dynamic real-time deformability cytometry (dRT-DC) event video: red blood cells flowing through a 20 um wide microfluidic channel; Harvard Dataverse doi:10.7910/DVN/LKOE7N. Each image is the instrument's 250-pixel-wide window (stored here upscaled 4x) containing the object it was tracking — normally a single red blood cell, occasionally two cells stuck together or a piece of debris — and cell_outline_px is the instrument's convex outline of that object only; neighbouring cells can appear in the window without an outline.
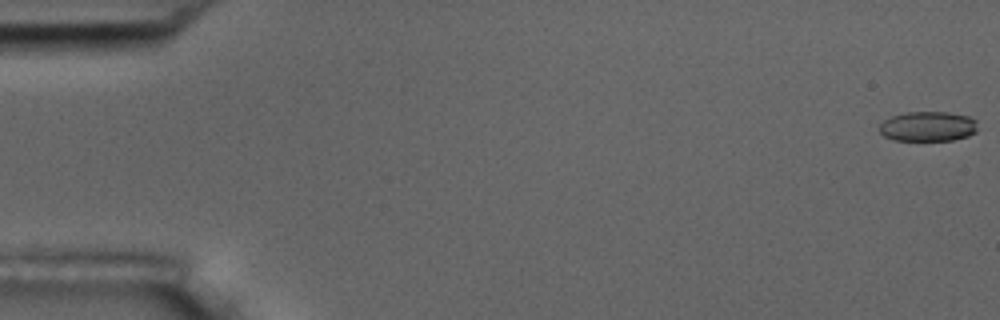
{"species": "common noctule bat (a hibernating species)", "species_latin": "Nyctalus noctula", "temperature_condition": "room temperature", "stored_images_in_passage": 14, "camera_frame_rate_fps": 3000, "um_per_image_px": 0.085, "animal": {"sex": "male", "body_mass_g": 17.5, "forearm_length_mm": 52.3}, "frame": {"image": 1, "passage_image": 1, "time_ms": 0.0, "image_size_px": [1000, 320], "cell_outline_px": [[976, 132], [968, 136], [952, 140], [896, 140], [884, 136], [880, 132], [880, 124], [884, 120], [892, 116], [908, 112], [948, 112], [968, 116], [976, 120]], "centroid_in_image_um": [78.88, 10.74], "position_along_channel_um": 6.1, "area_um2": 16.99}}